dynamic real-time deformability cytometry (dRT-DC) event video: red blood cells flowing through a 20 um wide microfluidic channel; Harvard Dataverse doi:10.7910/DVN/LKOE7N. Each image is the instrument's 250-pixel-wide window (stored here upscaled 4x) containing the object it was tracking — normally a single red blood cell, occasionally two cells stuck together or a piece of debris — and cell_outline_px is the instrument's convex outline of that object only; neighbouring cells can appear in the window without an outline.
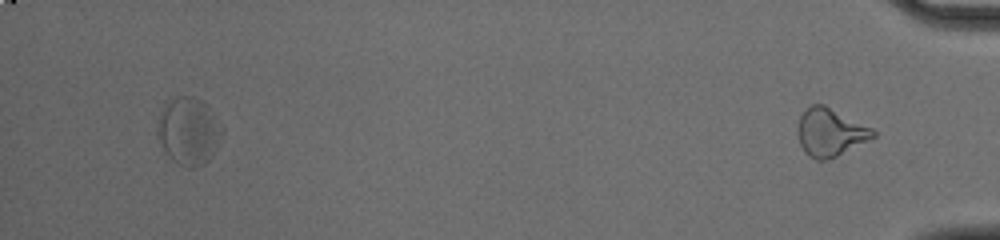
{"species": "common noctule bat (a hibernating species)", "species_latin": "Nyctalus noctula", "temperature_condition": "cold", "stored_images_in_passage": 43, "segment_of_instrument_passage": [2, 2], "camera_frame_rate_fps": 3000, "um_per_image_px": 0.085, "animal": {"sex": "male", "body_mass_g": 20.0, "forearm_length_mm": 53.3}, "frame": {"image": 1, "passage_image": 43, "time_ms": 14.0, "image_size_px": [1000, 240], "cell_outline_px": [[876, 136], [836, 156], [824, 160], [816, 160], [808, 156], [804, 152], [800, 144], [796, 132], [796, 128], [800, 116], [812, 104], [824, 104], [872, 128], [876, 132]], "centroid_in_image_um": [70.53, 11.25], "position_along_channel_um": 364.7, "area_um2": 20.92}}